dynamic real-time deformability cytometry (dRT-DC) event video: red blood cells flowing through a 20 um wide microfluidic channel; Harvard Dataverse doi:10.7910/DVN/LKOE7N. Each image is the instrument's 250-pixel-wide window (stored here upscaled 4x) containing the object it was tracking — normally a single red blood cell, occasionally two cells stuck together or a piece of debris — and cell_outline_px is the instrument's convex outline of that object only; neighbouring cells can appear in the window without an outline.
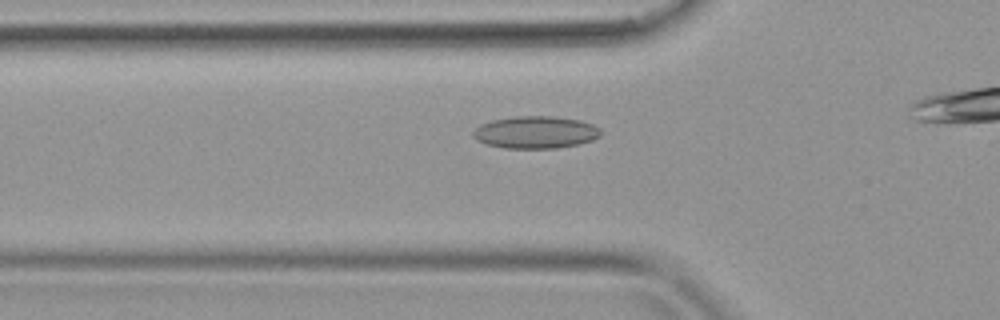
{"species": "common noctule bat (a hibernating species)", "species_latin": "Nyctalus noctula", "temperature_condition": "warm", "stored_images_in_passage": 29, "camera_frame_rate_fps": 3000, "um_per_image_px": 0.085, "animal": {"sex": "female", "body_mass_g": 19.9}, "frame": {"image": 1, "passage_image": 9, "time_ms": 2.667, "image_size_px": [1000, 320], "cell_outline_px": [[600, 136], [592, 140], [580, 144], [556, 148], [504, 148], [484, 144], [476, 140], [472, 136], [472, 132], [480, 124], [492, 120], [516, 116], [552, 116], [580, 120], [592, 124], [600, 128]], "centroid_in_image_um": [45.5, 11.25], "position_along_channel_um": 80.3, "area_um2": 24.16}}
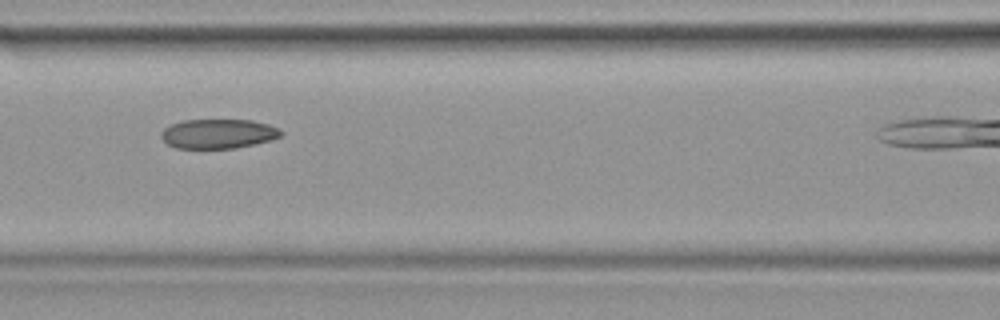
{"frame": {"image": 2, "passage_image": 13, "time_ms": 4.0, "image_size_px": [1000, 320], "cell_outline_px": [[284, 132], [280, 136], [272, 140], [256, 144], [236, 148], [176, 148], [168, 144], [160, 136], [160, 132], [164, 128], [180, 120], [252, 120], [268, 124], [280, 128]], "centroid_in_image_um": [18.57, 11.36], "position_along_channel_um": 148.0, "area_um2": 20.75}}